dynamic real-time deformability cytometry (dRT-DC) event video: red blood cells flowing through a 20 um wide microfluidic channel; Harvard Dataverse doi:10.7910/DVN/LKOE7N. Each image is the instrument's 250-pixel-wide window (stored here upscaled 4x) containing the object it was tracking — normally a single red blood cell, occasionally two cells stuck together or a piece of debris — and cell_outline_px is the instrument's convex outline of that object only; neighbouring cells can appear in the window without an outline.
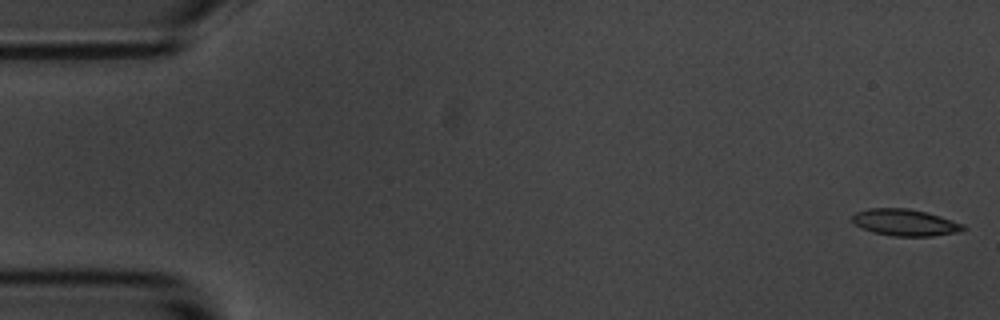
{"species": "common noctule bat (a hibernating species)", "species_latin": "Nyctalus noctula", "temperature_condition": "room temperature", "stored_images_in_passage": 8, "camera_frame_rate_fps": 3000, "um_per_image_px": 0.085, "animal": {"sex": "male", "body_mass_g": 20.1, "forearm_length_mm": 53.5}, "frame": {"image": 1, "passage_image": 1, "time_ms": 0.0, "image_size_px": [1000, 320], "cell_outline_px": [[968, 228], [960, 232], [932, 236], [892, 236], [872, 232], [860, 228], [852, 220], [852, 216], [856, 212], [868, 208], [908, 208], [928, 212], [964, 224]], "centroid_in_image_um": [76.95, 18.91], "position_along_channel_um": 8.1, "area_um2": 17.46}}
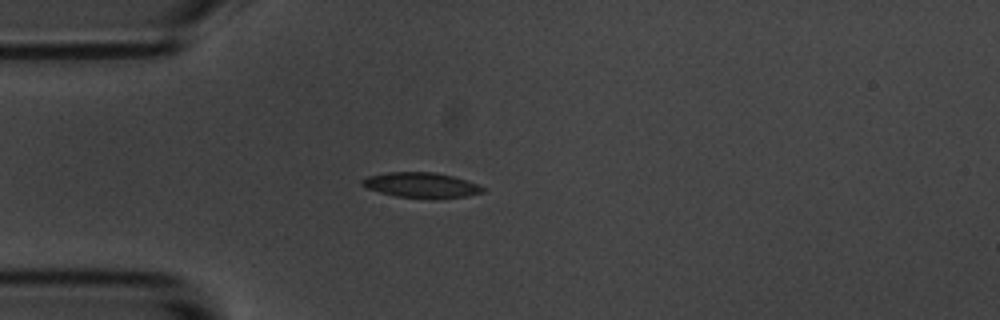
{"frame": {"image": 2, "passage_image": 5, "time_ms": 4.667, "image_size_px": [1000, 320], "cell_outline_px": [[484, 192], [468, 196], [436, 200], [396, 196], [380, 192], [368, 188], [360, 184], [360, 180], [364, 176], [388, 172], [432, 172], [452, 176], [476, 184], [484, 188]], "centroid_in_image_um": [35.77, 15.75], "position_along_channel_um": 49.2, "area_um2": 17.98}}
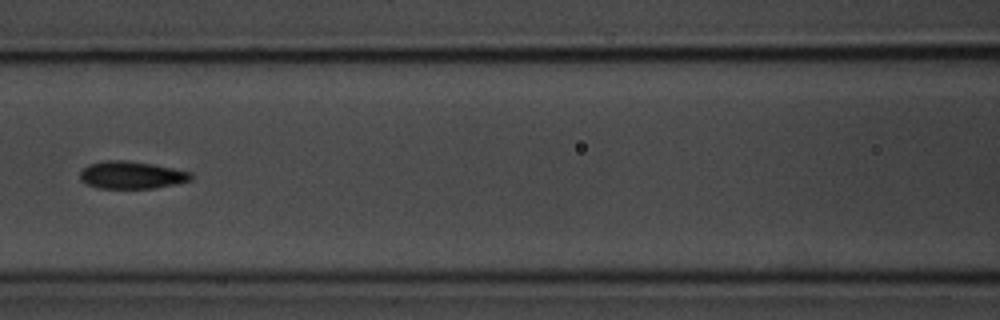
{"frame": {"image": 3, "passage_image": 8, "time_ms": 8.0, "image_size_px": [1000, 320], "cell_outline_px": [[192, 180], [176, 184], [152, 188], [96, 188], [84, 184], [80, 180], [80, 172], [88, 164], [104, 160], [128, 160], [152, 164], [192, 172]], "centroid_in_image_um": [11.15, 14.88], "position_along_channel_um": 155.5, "area_um2": 17.92}}